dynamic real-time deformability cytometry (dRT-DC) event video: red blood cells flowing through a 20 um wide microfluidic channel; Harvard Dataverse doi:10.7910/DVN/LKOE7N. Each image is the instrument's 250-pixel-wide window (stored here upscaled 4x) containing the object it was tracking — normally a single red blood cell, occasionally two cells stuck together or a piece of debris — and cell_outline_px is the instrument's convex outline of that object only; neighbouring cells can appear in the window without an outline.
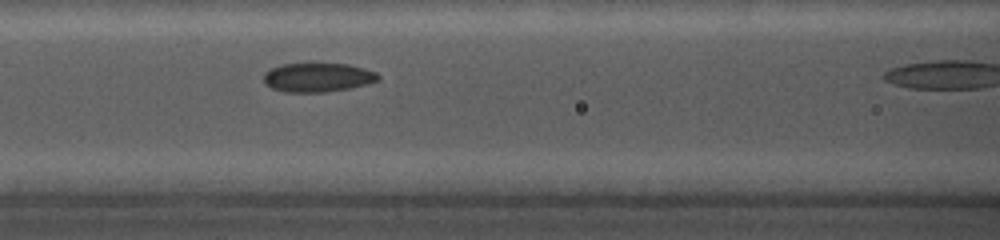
{"species": "common noctule bat (a hibernating species)", "species_latin": "Nyctalus noctula", "temperature_condition": "cold", "stored_images_in_passage": 29, "segment_of_instrument_passage": [1, 2], "camera_frame_rate_fps": 5000, "um_per_image_px": 0.085, "animal": {"sex": "female", "body_mass_g": 19.0, "forearm_length_mm": 56.7}, "frame": {"image": 1, "passage_image": 9, "time_ms": 3.4, "image_size_px": [1000, 240], "cell_outline_px": [[380, 80], [368, 84], [352, 88], [324, 92], [284, 92], [272, 88], [264, 84], [264, 72], [272, 68], [284, 64], [348, 64], [364, 68], [376, 72], [380, 76]], "centroid_in_image_um": [27.03, 6.59], "position_along_channel_um": 139.6, "area_um2": 19.42}}
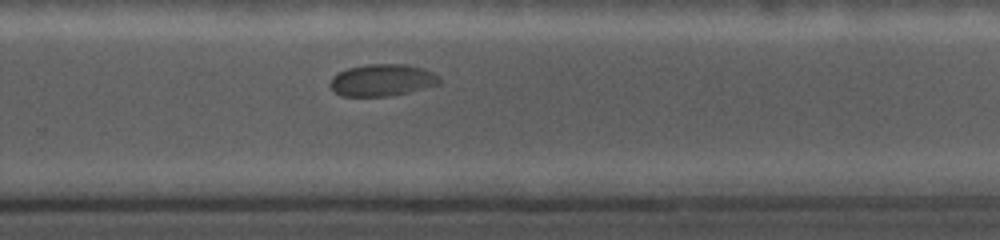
{"frame": {"image": 2, "passage_image": 20, "time_ms": 7.8, "image_size_px": [1000, 240], "cell_outline_px": [[440, 84], [408, 92], [388, 96], [340, 96], [328, 84], [332, 76], [348, 68], [368, 64], [404, 64], [424, 68], [440, 76]], "centroid_in_image_um": [32.49, 6.81], "position_along_channel_um": 297.3, "area_um2": 20.35}}
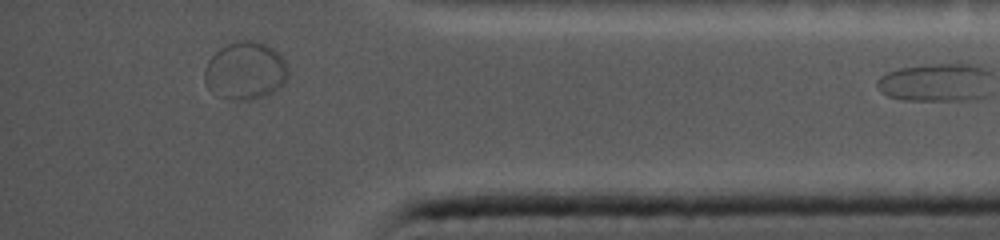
{"frame": {"image": 3, "passage_image": 28, "time_ms": 11.2, "image_size_px": [1000, 240], "cell_outline_px": [[288, 76], [280, 88], [264, 96], [248, 100], [232, 100], [216, 96], [208, 88], [204, 80], [204, 68], [208, 60], [220, 48], [236, 40], [256, 40], [272, 48], [284, 60], [288, 68]], "centroid_in_image_um": [20.83, 6.02], "position_along_channel_um": 414.4, "area_um2": 28.32}}